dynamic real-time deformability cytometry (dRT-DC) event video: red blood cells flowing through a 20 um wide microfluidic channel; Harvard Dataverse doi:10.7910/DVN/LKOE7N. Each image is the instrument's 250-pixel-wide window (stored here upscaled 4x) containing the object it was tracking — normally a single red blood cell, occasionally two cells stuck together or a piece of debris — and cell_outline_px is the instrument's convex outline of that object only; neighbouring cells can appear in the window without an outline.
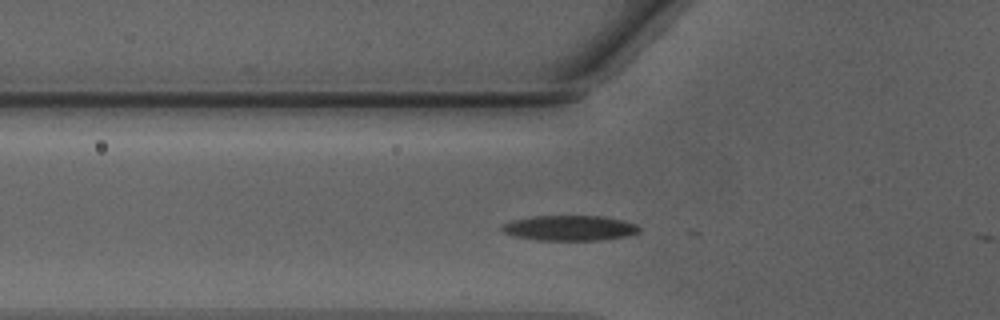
{"species": "Egyptian fruit bat (a non-hibernating species)", "species_latin": "Rousettus aegyptiacus", "temperature_condition": "warm", "stored_images_in_passage": 5, "camera_frame_rate_fps": 3000, "um_per_image_px": 0.085, "animal": {"sex": "male"}, "frame": {"image": 1, "passage_image": 3, "time_ms": 0.667, "image_size_px": [1000, 320], "cell_outline_px": [[640, 232], [628, 236], [600, 240], [536, 240], [512, 236], [504, 232], [500, 228], [504, 224], [512, 220], [536, 216], [604, 216], [624, 220], [636, 224], [640, 228]], "centroid_in_image_um": [48.45, 19.38], "position_along_channel_um": 77.4, "area_um2": 20.29}}